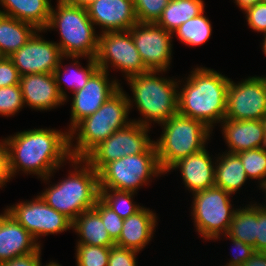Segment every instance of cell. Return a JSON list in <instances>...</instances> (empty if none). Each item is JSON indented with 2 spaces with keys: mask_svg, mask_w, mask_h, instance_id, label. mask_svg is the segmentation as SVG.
I'll return each instance as SVG.
<instances>
[{
  "mask_svg": "<svg viewBox=\"0 0 266 266\" xmlns=\"http://www.w3.org/2000/svg\"><path fill=\"white\" fill-rule=\"evenodd\" d=\"M60 1L83 8H87L90 4L94 2V0H60Z\"/></svg>",
  "mask_w": 266,
  "mask_h": 266,
  "instance_id": "45",
  "label": "cell"
},
{
  "mask_svg": "<svg viewBox=\"0 0 266 266\" xmlns=\"http://www.w3.org/2000/svg\"><path fill=\"white\" fill-rule=\"evenodd\" d=\"M229 153H240L266 147L262 120H231L221 122Z\"/></svg>",
  "mask_w": 266,
  "mask_h": 266,
  "instance_id": "21",
  "label": "cell"
},
{
  "mask_svg": "<svg viewBox=\"0 0 266 266\" xmlns=\"http://www.w3.org/2000/svg\"><path fill=\"white\" fill-rule=\"evenodd\" d=\"M24 104L36 110H49L63 105L53 73H35L20 76Z\"/></svg>",
  "mask_w": 266,
  "mask_h": 266,
  "instance_id": "18",
  "label": "cell"
},
{
  "mask_svg": "<svg viewBox=\"0 0 266 266\" xmlns=\"http://www.w3.org/2000/svg\"><path fill=\"white\" fill-rule=\"evenodd\" d=\"M44 266V265H43ZM45 266H61L60 264L56 263V262H50L48 264H46Z\"/></svg>",
  "mask_w": 266,
  "mask_h": 266,
  "instance_id": "50",
  "label": "cell"
},
{
  "mask_svg": "<svg viewBox=\"0 0 266 266\" xmlns=\"http://www.w3.org/2000/svg\"><path fill=\"white\" fill-rule=\"evenodd\" d=\"M217 159L215 162V186L231 195L235 194L248 180L240 157L226 151Z\"/></svg>",
  "mask_w": 266,
  "mask_h": 266,
  "instance_id": "26",
  "label": "cell"
},
{
  "mask_svg": "<svg viewBox=\"0 0 266 266\" xmlns=\"http://www.w3.org/2000/svg\"><path fill=\"white\" fill-rule=\"evenodd\" d=\"M266 249V211L257 204L256 251Z\"/></svg>",
  "mask_w": 266,
  "mask_h": 266,
  "instance_id": "41",
  "label": "cell"
},
{
  "mask_svg": "<svg viewBox=\"0 0 266 266\" xmlns=\"http://www.w3.org/2000/svg\"><path fill=\"white\" fill-rule=\"evenodd\" d=\"M258 2H260V0H235L236 5L243 11L248 7L254 6Z\"/></svg>",
  "mask_w": 266,
  "mask_h": 266,
  "instance_id": "46",
  "label": "cell"
},
{
  "mask_svg": "<svg viewBox=\"0 0 266 266\" xmlns=\"http://www.w3.org/2000/svg\"><path fill=\"white\" fill-rule=\"evenodd\" d=\"M109 72L98 68L88 79L84 88L73 93L70 128L68 132L84 118L94 114L120 87L118 80L110 82Z\"/></svg>",
  "mask_w": 266,
  "mask_h": 266,
  "instance_id": "15",
  "label": "cell"
},
{
  "mask_svg": "<svg viewBox=\"0 0 266 266\" xmlns=\"http://www.w3.org/2000/svg\"><path fill=\"white\" fill-rule=\"evenodd\" d=\"M24 106L20 85L0 87V115L13 116Z\"/></svg>",
  "mask_w": 266,
  "mask_h": 266,
  "instance_id": "34",
  "label": "cell"
},
{
  "mask_svg": "<svg viewBox=\"0 0 266 266\" xmlns=\"http://www.w3.org/2000/svg\"><path fill=\"white\" fill-rule=\"evenodd\" d=\"M40 246L6 210L0 215V263L36 252Z\"/></svg>",
  "mask_w": 266,
  "mask_h": 266,
  "instance_id": "19",
  "label": "cell"
},
{
  "mask_svg": "<svg viewBox=\"0 0 266 266\" xmlns=\"http://www.w3.org/2000/svg\"><path fill=\"white\" fill-rule=\"evenodd\" d=\"M37 241L42 235L57 234L72 228V221L50 207L38 195L32 201L20 202L5 209Z\"/></svg>",
  "mask_w": 266,
  "mask_h": 266,
  "instance_id": "13",
  "label": "cell"
},
{
  "mask_svg": "<svg viewBox=\"0 0 266 266\" xmlns=\"http://www.w3.org/2000/svg\"><path fill=\"white\" fill-rule=\"evenodd\" d=\"M260 187L265 191V196H266V181L265 182H263L261 185H260ZM259 206L261 207V208H263L265 211H266V206L264 205H260L259 204Z\"/></svg>",
  "mask_w": 266,
  "mask_h": 266,
  "instance_id": "47",
  "label": "cell"
},
{
  "mask_svg": "<svg viewBox=\"0 0 266 266\" xmlns=\"http://www.w3.org/2000/svg\"><path fill=\"white\" fill-rule=\"evenodd\" d=\"M41 30L9 58L18 69L20 76L35 73H53L63 55L56 42L40 37Z\"/></svg>",
  "mask_w": 266,
  "mask_h": 266,
  "instance_id": "16",
  "label": "cell"
},
{
  "mask_svg": "<svg viewBox=\"0 0 266 266\" xmlns=\"http://www.w3.org/2000/svg\"><path fill=\"white\" fill-rule=\"evenodd\" d=\"M193 195L191 215L196 231L207 240L219 239L222 234L226 235L236 211L230 204L231 194L213 186Z\"/></svg>",
  "mask_w": 266,
  "mask_h": 266,
  "instance_id": "9",
  "label": "cell"
},
{
  "mask_svg": "<svg viewBox=\"0 0 266 266\" xmlns=\"http://www.w3.org/2000/svg\"><path fill=\"white\" fill-rule=\"evenodd\" d=\"M266 116V82L263 76L229 82L226 116L231 120H262Z\"/></svg>",
  "mask_w": 266,
  "mask_h": 266,
  "instance_id": "12",
  "label": "cell"
},
{
  "mask_svg": "<svg viewBox=\"0 0 266 266\" xmlns=\"http://www.w3.org/2000/svg\"><path fill=\"white\" fill-rule=\"evenodd\" d=\"M203 0H170L156 24L173 32L183 23L204 11Z\"/></svg>",
  "mask_w": 266,
  "mask_h": 266,
  "instance_id": "27",
  "label": "cell"
},
{
  "mask_svg": "<svg viewBox=\"0 0 266 266\" xmlns=\"http://www.w3.org/2000/svg\"><path fill=\"white\" fill-rule=\"evenodd\" d=\"M70 161L72 166L76 164L74 171L48 187L40 197L73 222L82 212L93 209L100 198V188L98 172L84 159L71 158Z\"/></svg>",
  "mask_w": 266,
  "mask_h": 266,
  "instance_id": "3",
  "label": "cell"
},
{
  "mask_svg": "<svg viewBox=\"0 0 266 266\" xmlns=\"http://www.w3.org/2000/svg\"><path fill=\"white\" fill-rule=\"evenodd\" d=\"M170 0H133L138 22L156 23Z\"/></svg>",
  "mask_w": 266,
  "mask_h": 266,
  "instance_id": "35",
  "label": "cell"
},
{
  "mask_svg": "<svg viewBox=\"0 0 266 266\" xmlns=\"http://www.w3.org/2000/svg\"><path fill=\"white\" fill-rule=\"evenodd\" d=\"M161 138L154 141L158 164L163 173L191 154L205 148L212 129L200 120L176 113L161 124Z\"/></svg>",
  "mask_w": 266,
  "mask_h": 266,
  "instance_id": "7",
  "label": "cell"
},
{
  "mask_svg": "<svg viewBox=\"0 0 266 266\" xmlns=\"http://www.w3.org/2000/svg\"><path fill=\"white\" fill-rule=\"evenodd\" d=\"M38 31L33 24L0 13V54L11 56Z\"/></svg>",
  "mask_w": 266,
  "mask_h": 266,
  "instance_id": "24",
  "label": "cell"
},
{
  "mask_svg": "<svg viewBox=\"0 0 266 266\" xmlns=\"http://www.w3.org/2000/svg\"><path fill=\"white\" fill-rule=\"evenodd\" d=\"M72 229L80 237V240L76 244L100 247H112L116 245L109 236L100 215L94 209L82 212L72 222Z\"/></svg>",
  "mask_w": 266,
  "mask_h": 266,
  "instance_id": "25",
  "label": "cell"
},
{
  "mask_svg": "<svg viewBox=\"0 0 266 266\" xmlns=\"http://www.w3.org/2000/svg\"><path fill=\"white\" fill-rule=\"evenodd\" d=\"M95 59L100 69L108 72L111 64L125 73L126 79L149 71L141 60L129 30L100 34Z\"/></svg>",
  "mask_w": 266,
  "mask_h": 266,
  "instance_id": "11",
  "label": "cell"
},
{
  "mask_svg": "<svg viewBox=\"0 0 266 266\" xmlns=\"http://www.w3.org/2000/svg\"><path fill=\"white\" fill-rule=\"evenodd\" d=\"M248 26L254 31L266 33V3L258 2L244 10Z\"/></svg>",
  "mask_w": 266,
  "mask_h": 266,
  "instance_id": "37",
  "label": "cell"
},
{
  "mask_svg": "<svg viewBox=\"0 0 266 266\" xmlns=\"http://www.w3.org/2000/svg\"><path fill=\"white\" fill-rule=\"evenodd\" d=\"M63 59H60L59 65L56 68V70L53 72V76L55 78V83L58 86L59 92L61 94V96L63 97V99L66 101L67 100V94L63 89L62 86V81L65 82L64 84L70 88V90L74 93L77 90H80L82 88H84V86L86 85L89 77L99 68L98 64L96 62L95 58H88V64L86 68H83L79 65V61L76 59L74 60L75 62L72 64V67L76 66L71 69H67L66 67H64V73L61 71V61ZM80 67V68H79ZM72 71V72H70ZM63 73V74H62ZM62 86V87H61Z\"/></svg>",
  "mask_w": 266,
  "mask_h": 266,
  "instance_id": "29",
  "label": "cell"
},
{
  "mask_svg": "<svg viewBox=\"0 0 266 266\" xmlns=\"http://www.w3.org/2000/svg\"><path fill=\"white\" fill-rule=\"evenodd\" d=\"M159 72L162 74L166 71L149 70L127 78L133 93V100L128 97L129 109L134 106L132 102H135L144 117L131 121L150 127L152 121L161 125L178 113L179 81L157 77Z\"/></svg>",
  "mask_w": 266,
  "mask_h": 266,
  "instance_id": "5",
  "label": "cell"
},
{
  "mask_svg": "<svg viewBox=\"0 0 266 266\" xmlns=\"http://www.w3.org/2000/svg\"><path fill=\"white\" fill-rule=\"evenodd\" d=\"M164 174L160 169L155 145L146 152L128 155L108 163L99 173L100 189L135 192L149 179Z\"/></svg>",
  "mask_w": 266,
  "mask_h": 266,
  "instance_id": "8",
  "label": "cell"
},
{
  "mask_svg": "<svg viewBox=\"0 0 266 266\" xmlns=\"http://www.w3.org/2000/svg\"><path fill=\"white\" fill-rule=\"evenodd\" d=\"M240 157L248 178L266 181V147L245 150L237 153Z\"/></svg>",
  "mask_w": 266,
  "mask_h": 266,
  "instance_id": "32",
  "label": "cell"
},
{
  "mask_svg": "<svg viewBox=\"0 0 266 266\" xmlns=\"http://www.w3.org/2000/svg\"><path fill=\"white\" fill-rule=\"evenodd\" d=\"M12 179L9 170L8 148L5 140L0 142V188Z\"/></svg>",
  "mask_w": 266,
  "mask_h": 266,
  "instance_id": "43",
  "label": "cell"
},
{
  "mask_svg": "<svg viewBox=\"0 0 266 266\" xmlns=\"http://www.w3.org/2000/svg\"><path fill=\"white\" fill-rule=\"evenodd\" d=\"M129 112L128 95L120 87L94 114L81 120L69 132L71 157L83 159L115 131L127 126L132 122L128 121ZM73 137L77 140L74 146Z\"/></svg>",
  "mask_w": 266,
  "mask_h": 266,
  "instance_id": "4",
  "label": "cell"
},
{
  "mask_svg": "<svg viewBox=\"0 0 266 266\" xmlns=\"http://www.w3.org/2000/svg\"><path fill=\"white\" fill-rule=\"evenodd\" d=\"M257 203L236 209L227 234L228 238L251 245L256 251Z\"/></svg>",
  "mask_w": 266,
  "mask_h": 266,
  "instance_id": "28",
  "label": "cell"
},
{
  "mask_svg": "<svg viewBox=\"0 0 266 266\" xmlns=\"http://www.w3.org/2000/svg\"><path fill=\"white\" fill-rule=\"evenodd\" d=\"M149 129L132 121L98 144L83 159L99 173L110 162L144 153L154 144L147 134Z\"/></svg>",
  "mask_w": 266,
  "mask_h": 266,
  "instance_id": "10",
  "label": "cell"
},
{
  "mask_svg": "<svg viewBox=\"0 0 266 266\" xmlns=\"http://www.w3.org/2000/svg\"><path fill=\"white\" fill-rule=\"evenodd\" d=\"M129 31L146 68L167 71L172 59L173 34L156 23L137 22Z\"/></svg>",
  "mask_w": 266,
  "mask_h": 266,
  "instance_id": "14",
  "label": "cell"
},
{
  "mask_svg": "<svg viewBox=\"0 0 266 266\" xmlns=\"http://www.w3.org/2000/svg\"><path fill=\"white\" fill-rule=\"evenodd\" d=\"M137 251L119 246L110 247L108 266H137Z\"/></svg>",
  "mask_w": 266,
  "mask_h": 266,
  "instance_id": "38",
  "label": "cell"
},
{
  "mask_svg": "<svg viewBox=\"0 0 266 266\" xmlns=\"http://www.w3.org/2000/svg\"><path fill=\"white\" fill-rule=\"evenodd\" d=\"M86 10L101 33L127 31L138 22L133 0H94Z\"/></svg>",
  "mask_w": 266,
  "mask_h": 266,
  "instance_id": "17",
  "label": "cell"
},
{
  "mask_svg": "<svg viewBox=\"0 0 266 266\" xmlns=\"http://www.w3.org/2000/svg\"><path fill=\"white\" fill-rule=\"evenodd\" d=\"M156 220V213L145 207L125 218L116 246L140 252L153 237Z\"/></svg>",
  "mask_w": 266,
  "mask_h": 266,
  "instance_id": "22",
  "label": "cell"
},
{
  "mask_svg": "<svg viewBox=\"0 0 266 266\" xmlns=\"http://www.w3.org/2000/svg\"><path fill=\"white\" fill-rule=\"evenodd\" d=\"M41 247L31 254L16 257L10 261L0 263V266H42L41 263Z\"/></svg>",
  "mask_w": 266,
  "mask_h": 266,
  "instance_id": "42",
  "label": "cell"
},
{
  "mask_svg": "<svg viewBox=\"0 0 266 266\" xmlns=\"http://www.w3.org/2000/svg\"><path fill=\"white\" fill-rule=\"evenodd\" d=\"M20 82V74L9 57L0 59V87L17 85Z\"/></svg>",
  "mask_w": 266,
  "mask_h": 266,
  "instance_id": "39",
  "label": "cell"
},
{
  "mask_svg": "<svg viewBox=\"0 0 266 266\" xmlns=\"http://www.w3.org/2000/svg\"><path fill=\"white\" fill-rule=\"evenodd\" d=\"M242 266H266V253L255 251Z\"/></svg>",
  "mask_w": 266,
  "mask_h": 266,
  "instance_id": "44",
  "label": "cell"
},
{
  "mask_svg": "<svg viewBox=\"0 0 266 266\" xmlns=\"http://www.w3.org/2000/svg\"><path fill=\"white\" fill-rule=\"evenodd\" d=\"M235 246L237 253L233 254L234 257L225 266H242L255 252L254 248L240 240L229 238Z\"/></svg>",
  "mask_w": 266,
  "mask_h": 266,
  "instance_id": "40",
  "label": "cell"
},
{
  "mask_svg": "<svg viewBox=\"0 0 266 266\" xmlns=\"http://www.w3.org/2000/svg\"><path fill=\"white\" fill-rule=\"evenodd\" d=\"M215 163L204 148L201 151L182 158L173 164L170 170L179 168L185 187L192 193L215 186Z\"/></svg>",
  "mask_w": 266,
  "mask_h": 266,
  "instance_id": "20",
  "label": "cell"
},
{
  "mask_svg": "<svg viewBox=\"0 0 266 266\" xmlns=\"http://www.w3.org/2000/svg\"><path fill=\"white\" fill-rule=\"evenodd\" d=\"M229 82L230 78L213 69L195 68L178 91V113L212 129L225 119Z\"/></svg>",
  "mask_w": 266,
  "mask_h": 266,
  "instance_id": "2",
  "label": "cell"
},
{
  "mask_svg": "<svg viewBox=\"0 0 266 266\" xmlns=\"http://www.w3.org/2000/svg\"><path fill=\"white\" fill-rule=\"evenodd\" d=\"M110 247L76 245L77 266H108Z\"/></svg>",
  "mask_w": 266,
  "mask_h": 266,
  "instance_id": "33",
  "label": "cell"
},
{
  "mask_svg": "<svg viewBox=\"0 0 266 266\" xmlns=\"http://www.w3.org/2000/svg\"><path fill=\"white\" fill-rule=\"evenodd\" d=\"M263 45H262V47H263V52H264V54L266 55V33L264 34V39H263Z\"/></svg>",
  "mask_w": 266,
  "mask_h": 266,
  "instance_id": "49",
  "label": "cell"
},
{
  "mask_svg": "<svg viewBox=\"0 0 266 266\" xmlns=\"http://www.w3.org/2000/svg\"><path fill=\"white\" fill-rule=\"evenodd\" d=\"M8 148L12 177L18 171L36 174L46 182L53 172L70 161L69 132L55 129H32L4 139Z\"/></svg>",
  "mask_w": 266,
  "mask_h": 266,
  "instance_id": "1",
  "label": "cell"
},
{
  "mask_svg": "<svg viewBox=\"0 0 266 266\" xmlns=\"http://www.w3.org/2000/svg\"><path fill=\"white\" fill-rule=\"evenodd\" d=\"M93 209L100 215L111 239L116 242L121 235L124 219L109 208L100 198Z\"/></svg>",
  "mask_w": 266,
  "mask_h": 266,
  "instance_id": "36",
  "label": "cell"
},
{
  "mask_svg": "<svg viewBox=\"0 0 266 266\" xmlns=\"http://www.w3.org/2000/svg\"><path fill=\"white\" fill-rule=\"evenodd\" d=\"M262 123L264 126V138H265V144H266V116L262 119Z\"/></svg>",
  "mask_w": 266,
  "mask_h": 266,
  "instance_id": "48",
  "label": "cell"
},
{
  "mask_svg": "<svg viewBox=\"0 0 266 266\" xmlns=\"http://www.w3.org/2000/svg\"><path fill=\"white\" fill-rule=\"evenodd\" d=\"M0 4L6 9L0 10L1 14L33 24L45 32L52 9L50 0H0Z\"/></svg>",
  "mask_w": 266,
  "mask_h": 266,
  "instance_id": "23",
  "label": "cell"
},
{
  "mask_svg": "<svg viewBox=\"0 0 266 266\" xmlns=\"http://www.w3.org/2000/svg\"><path fill=\"white\" fill-rule=\"evenodd\" d=\"M135 192L100 189V199L121 218L132 216L142 207L133 202Z\"/></svg>",
  "mask_w": 266,
  "mask_h": 266,
  "instance_id": "31",
  "label": "cell"
},
{
  "mask_svg": "<svg viewBox=\"0 0 266 266\" xmlns=\"http://www.w3.org/2000/svg\"><path fill=\"white\" fill-rule=\"evenodd\" d=\"M212 26L204 11L181 24L174 32L179 40L188 46L205 44L211 37Z\"/></svg>",
  "mask_w": 266,
  "mask_h": 266,
  "instance_id": "30",
  "label": "cell"
},
{
  "mask_svg": "<svg viewBox=\"0 0 266 266\" xmlns=\"http://www.w3.org/2000/svg\"><path fill=\"white\" fill-rule=\"evenodd\" d=\"M52 6L47 29H58L61 40L56 43L65 58H95L98 51L99 36L95 34L94 24L86 8L70 5L57 0ZM56 10V11H55Z\"/></svg>",
  "mask_w": 266,
  "mask_h": 266,
  "instance_id": "6",
  "label": "cell"
}]
</instances>
